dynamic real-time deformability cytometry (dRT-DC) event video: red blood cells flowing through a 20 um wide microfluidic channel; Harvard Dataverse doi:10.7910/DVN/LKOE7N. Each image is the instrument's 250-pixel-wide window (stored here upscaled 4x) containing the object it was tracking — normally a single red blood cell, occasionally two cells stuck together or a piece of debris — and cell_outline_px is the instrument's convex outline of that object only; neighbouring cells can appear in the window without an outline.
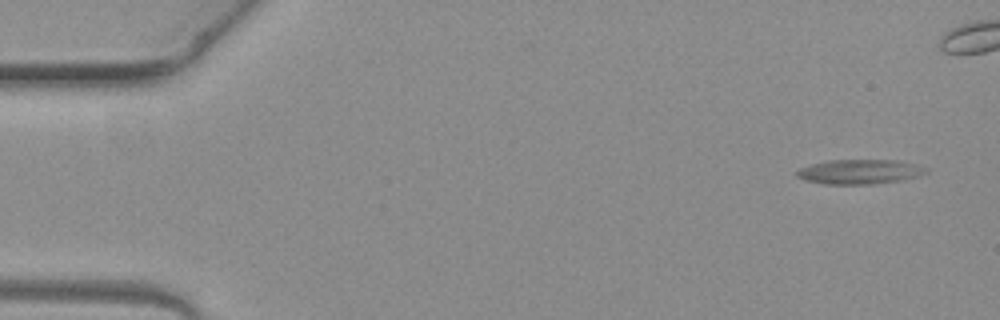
{"species": "common noctule bat (a hibernating species)", "species_latin": "Nyctalus noctula", "temperature_condition": "warm", "stored_images_in_passage": 5, "camera_frame_rate_fps": 3000, "um_per_image_px": 0.085, "animal": {"sex": "female", "body_mass_g": 19.3, "forearm_length_mm": 54.1}, "frame": {"image": 1, "passage_image": 1, "time_ms": 0.0, "image_size_px": [1000, 320], "cell_outline_px": [[928, 172], [916, 176], [900, 180], [872, 184], [824, 184], [804, 180], [796, 176], [796, 172], [800, 168], [812, 164], [828, 160], [896, 160], [916, 164], [928, 168]], "centroid_in_image_um": [73.05, 14.59], "position_along_channel_um": 11.9, "area_um2": 18.44}}
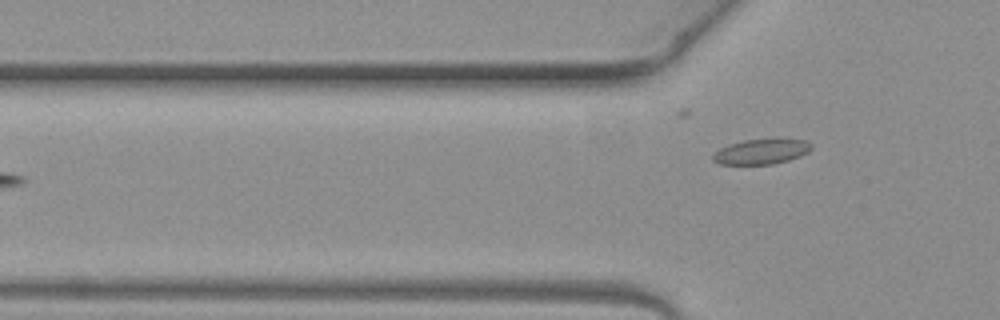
{"frame": {"image": 2, "passage_image": 5, "time_ms": 1.333, "image_size_px": [1000, 320], "cell_outline_px": [[812, 148], [808, 152], [800, 156], [788, 160], [772, 164], [720, 164], [712, 160], [712, 156], [720, 148], [728, 144], [744, 140], [804, 140], [812, 144]], "centroid_in_image_um": [64.69, 12.9], "position_along_channel_um": 61.1, "area_um2": 14.1}}